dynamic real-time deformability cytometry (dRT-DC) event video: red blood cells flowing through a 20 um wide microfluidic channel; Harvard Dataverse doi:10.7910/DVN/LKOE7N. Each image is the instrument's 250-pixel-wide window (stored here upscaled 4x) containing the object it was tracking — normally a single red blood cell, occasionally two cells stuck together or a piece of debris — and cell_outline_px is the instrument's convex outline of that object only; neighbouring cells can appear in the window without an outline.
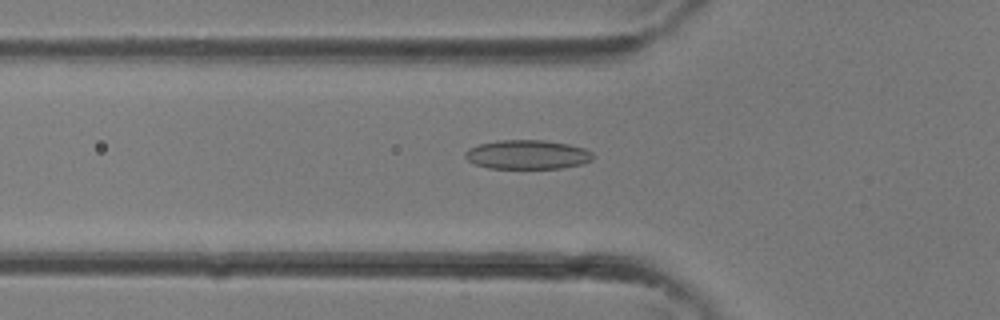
{"species": "common noctule bat (a hibernating species)", "species_latin": "Nyctalus noctula", "temperature_condition": "room temperature", "stored_images_in_passage": 29, "camera_frame_rate_fps": 3000, "um_per_image_px": 0.085, "animal": {"sex": "female"}, "frame": {"image": 1, "passage_image": 7, "time_ms": 2.0, "image_size_px": [1000, 320], "cell_outline_px": [[592, 160], [584, 164], [560, 168], [488, 168], [476, 164], [468, 160], [464, 156], [464, 152], [468, 148], [480, 144], [496, 140], [544, 140], [568, 144], [584, 148], [592, 152]], "centroid_in_image_um": [44.82, 13.14], "position_along_channel_um": 81.0, "area_um2": 21.73}}
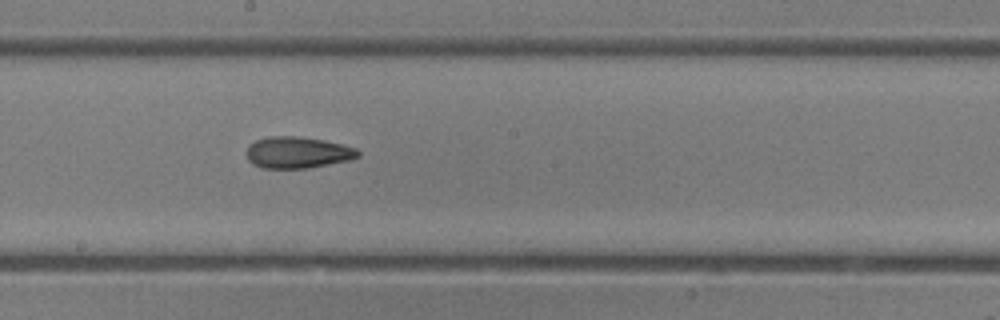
{"frame": {"image": 2, "passage_image": 14, "time_ms": 4.333, "image_size_px": [1000, 320], "cell_outline_px": [[360, 156], [348, 160], [308, 168], [260, 168], [252, 164], [248, 160], [248, 144], [256, 140], [268, 136], [296, 136], [324, 140], [356, 148], [360, 152]], "centroid_in_image_um": [25.27, 12.96], "position_along_channel_um": 222.9, "area_um2": 20.4}}
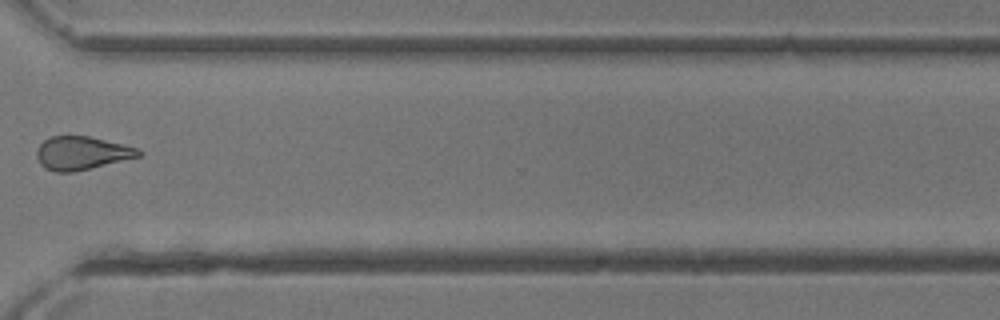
{"frame": {"image": 3, "passage_image": 21, "time_ms": 6.667, "image_size_px": [1000, 320], "cell_outline_px": [[144, 152], [140, 156], [72, 172], [56, 172], [44, 168], [40, 164], [36, 156], [36, 148], [48, 136], [88, 136], [124, 144], [140, 148]], "centroid_in_image_um": [6.93, 13.0], "position_along_channel_um": 363.7, "area_um2": 19.83}}